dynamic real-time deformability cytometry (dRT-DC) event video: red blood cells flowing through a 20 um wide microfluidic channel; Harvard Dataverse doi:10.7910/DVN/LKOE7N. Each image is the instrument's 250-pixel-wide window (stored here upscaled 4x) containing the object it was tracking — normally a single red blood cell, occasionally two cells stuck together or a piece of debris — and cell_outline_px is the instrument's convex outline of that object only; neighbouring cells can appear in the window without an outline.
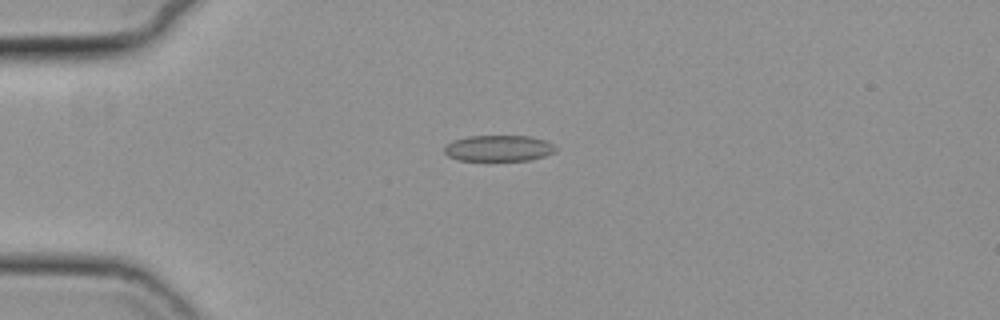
{"species": "common noctule bat (a hibernating species)", "species_latin": "Nyctalus noctula", "temperature_condition": "cold", "stored_images_in_passage": 42, "camera_frame_rate_fps": 3000, "um_per_image_px": 0.085, "animal": {"sex": "female", "body_mass_g": 19.3, "forearm_length_mm": 54.1}, "frame": {"image": 1, "passage_image": 1, "time_ms": 0.0, "image_size_px": [1000, 320], "cell_outline_px": [[556, 152], [544, 156], [528, 160], [460, 160], [448, 156], [444, 152], [444, 148], [452, 140], [468, 136], [532, 136], [544, 140], [552, 144], [556, 148]], "centroid_in_image_um": [42.39, 12.59], "position_along_channel_um": 42.6, "area_um2": 16.82}}
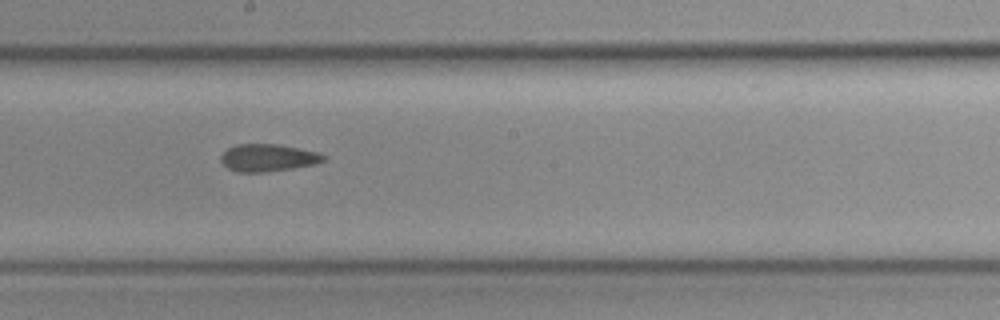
{"frame": {"image": 2, "passage_image": 18, "time_ms": 5.667, "image_size_px": [1000, 320], "cell_outline_px": [[328, 156], [324, 160], [316, 164], [292, 168], [264, 172], [236, 172], [228, 168], [220, 160], [220, 156], [228, 148], [236, 144], [276, 144], [300, 148], [320, 152]], "centroid_in_image_um": [22.8, 13.4], "position_along_channel_um": 225.4, "area_um2": 16.47}}
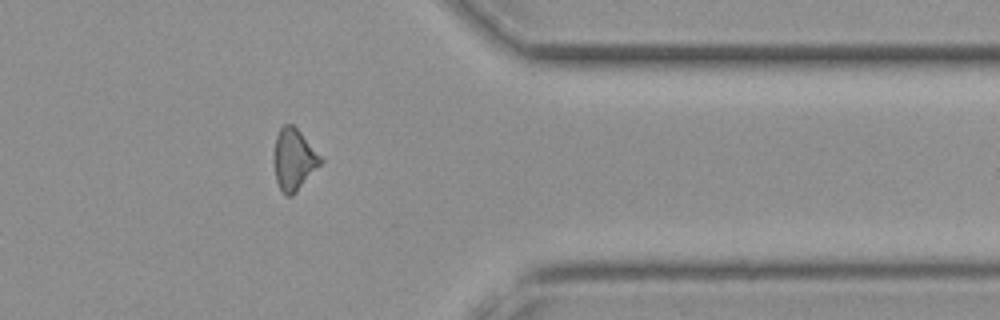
{"frame": {"image": 3, "passage_image": 32, "time_ms": 10.333, "image_size_px": [1000, 320], "cell_outline_px": [[324, 160], [296, 192], [292, 196], [284, 196], [276, 180], [272, 160], [276, 136], [280, 128], [284, 124], [292, 124], [300, 132]], "centroid_in_image_um": [24.94, 13.57], "position_along_channel_um": 386.5, "area_um2": 16.7}, "authors_computed_cell_mechanics": {"area_um2": 16.762, "velocity_mm_per_s": 3.7334, "shape_relaxation_time_tau1_ms": null, "shape_relaxation_time_tau2_ms": 5.1157, "deformation_change_tau1": null, "deformation_change_tau2": 0.1318}}